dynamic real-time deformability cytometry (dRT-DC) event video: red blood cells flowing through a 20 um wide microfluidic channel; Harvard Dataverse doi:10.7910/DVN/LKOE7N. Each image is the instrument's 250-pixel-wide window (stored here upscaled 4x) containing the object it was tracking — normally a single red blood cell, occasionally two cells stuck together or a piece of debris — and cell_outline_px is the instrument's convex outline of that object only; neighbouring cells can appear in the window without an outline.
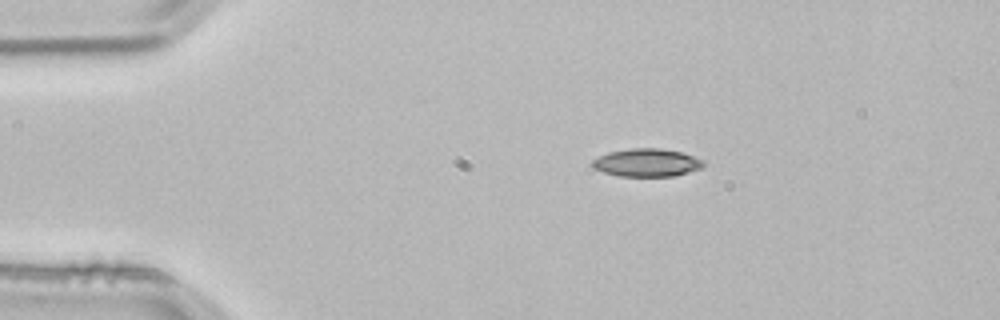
{"species": "common noctule bat (a hibernating species)", "species_latin": "Nyctalus noctula", "temperature_condition": "room temperature", "stored_images_in_passage": 2, "camera_frame_rate_fps": 3000, "um_per_image_px": 0.085, "animal": {"sex": "male", "body_mass_g": 21.5, "forearm_length_mm": 52.0}, "frame": {"image": 1, "passage_image": 1, "time_ms": 0.0, "image_size_px": [1000, 320], "cell_outline_px": [[704, 168], [672, 176], [620, 176], [604, 172], [596, 168], [592, 164], [592, 160], [608, 152], [632, 148], [660, 148], [680, 152], [704, 160]], "centroid_in_image_um": [55.01, 13.82], "position_along_channel_um": 30.0, "area_um2": 17.92}}